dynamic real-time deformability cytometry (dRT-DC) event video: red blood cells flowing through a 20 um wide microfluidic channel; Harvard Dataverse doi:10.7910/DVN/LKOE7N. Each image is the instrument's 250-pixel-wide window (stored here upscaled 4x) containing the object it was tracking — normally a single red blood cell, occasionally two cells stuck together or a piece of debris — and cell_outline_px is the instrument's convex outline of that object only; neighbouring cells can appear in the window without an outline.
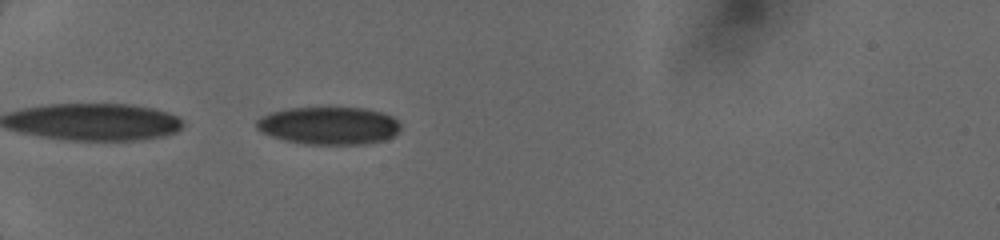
{"species": "human", "species_latin": "Homo sapiens", "temperature_condition": "cold", "stored_images_in_passage": 22, "camera_frame_rate_fps": 3000, "um_per_image_px": 0.085, "donor": {"sex": "female"}, "frame": {"image": 1, "passage_image": 8, "time_ms": 2.333, "image_size_px": [1000, 240], "cell_outline_px": [[400, 132], [384, 140], [364, 144], [304, 144], [284, 140], [260, 132], [256, 128], [256, 120], [268, 112], [288, 108], [364, 108], [380, 112], [392, 116], [400, 124]], "centroid_in_image_um": [27.93, 10.68], "position_along_channel_um": 57.1, "area_um2": 31.73}}
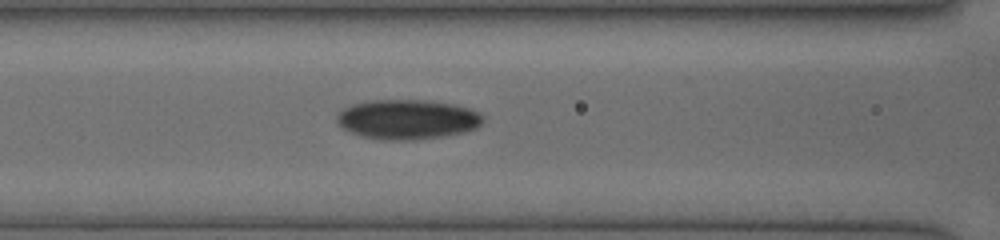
{"frame": {"image": 2, "passage_image": 15, "time_ms": 4.667, "image_size_px": [1000, 240], "cell_outline_px": [[484, 120], [476, 128], [460, 132], [440, 136], [412, 140], [384, 140], [360, 136], [344, 128], [336, 120], [336, 116], [344, 108], [368, 100], [424, 100], [456, 104], [468, 108], [484, 116]], "centroid_in_image_um": [34.62, 10.14], "position_along_channel_um": 132.0, "area_um2": 33.47}}
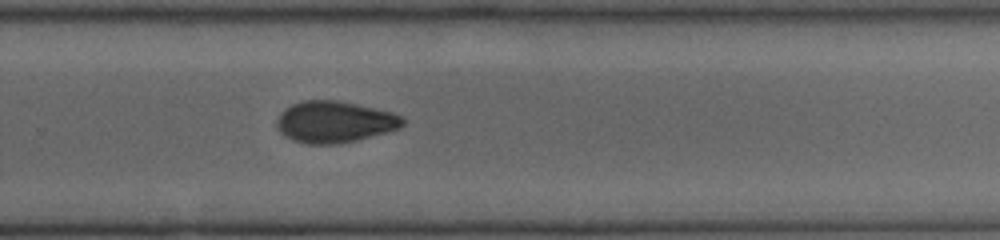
{"frame": {"image": 3, "passage_image": 22, "time_ms": 8.667, "image_size_px": [1000, 240], "cell_outline_px": [[404, 124], [400, 128], [388, 132], [340, 144], [304, 144], [292, 140], [276, 124], [276, 120], [280, 112], [284, 108], [292, 104], [304, 100], [340, 100], [392, 112], [400, 116], [404, 120]], "centroid_in_image_um": [28.45, 10.35], "position_along_channel_um": 301.4, "area_um2": 30.46}}